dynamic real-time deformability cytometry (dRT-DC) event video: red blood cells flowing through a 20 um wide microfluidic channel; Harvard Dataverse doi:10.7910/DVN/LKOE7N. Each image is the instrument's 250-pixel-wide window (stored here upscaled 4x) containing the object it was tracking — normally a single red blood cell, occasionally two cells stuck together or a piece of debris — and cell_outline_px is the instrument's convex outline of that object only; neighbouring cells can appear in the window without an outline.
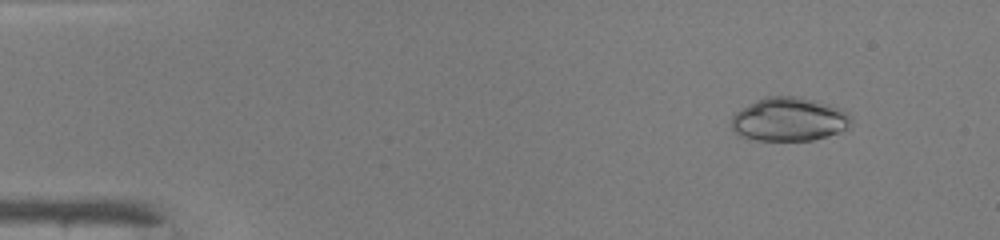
{"species": "common noctule bat (a hibernating species)", "species_latin": "Nyctalus noctula", "temperature_condition": "warm", "stored_images_in_passage": 46, "camera_frame_rate_fps": 3000, "um_per_image_px": 0.085, "animal": {"sex": "male", "body_mass_g": 19.0, "forearm_length_mm": 50.8}, "frame": {"image": 1, "passage_image": 3, "time_ms": 0.667, "image_size_px": [1000, 240], "cell_outline_px": [[852, 120], [840, 132], [812, 140], [756, 140], [740, 136], [732, 128], [732, 116], [736, 112], [756, 100], [764, 96], [796, 96], [828, 104], [840, 108], [848, 112], [852, 116]], "centroid_in_image_um": [67.07, 10.14], "position_along_channel_um": 17.9, "area_um2": 30.23}}
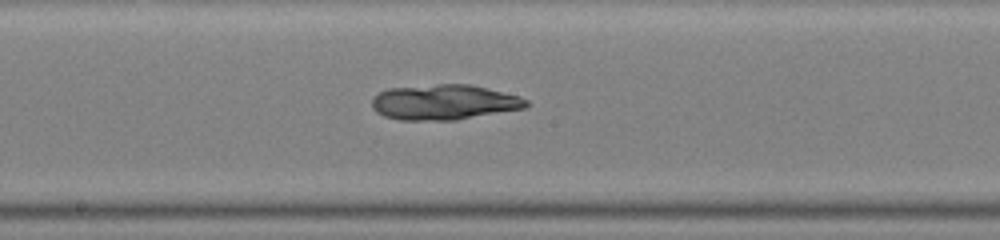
{"frame": {"image": 2, "passage_image": 24, "time_ms": 7.667, "image_size_px": [1000, 240], "cell_outline_px": [[528, 108], [456, 120], [400, 120], [384, 116], [376, 112], [372, 108], [372, 96], [388, 88], [440, 84], [472, 84], [520, 96], [528, 100]], "centroid_in_image_um": [37.77, 8.69], "position_along_channel_um": 210.4, "area_um2": 32.02}}
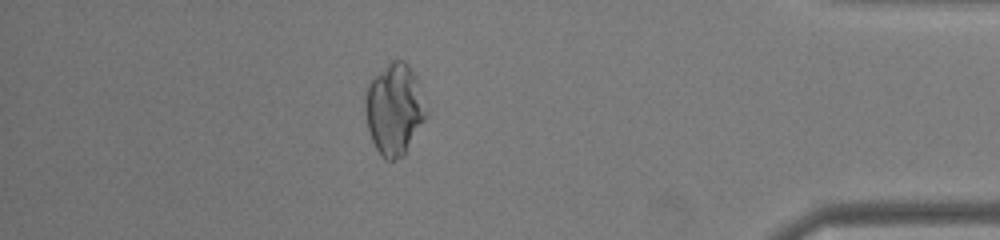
{"frame": {"image": 3, "passage_image": 40, "time_ms": 13.0, "image_size_px": [1000, 240], "cell_outline_px": [[428, 112], [424, 120], [404, 156], [392, 160], [384, 160], [380, 156], [372, 140], [368, 128], [364, 108], [364, 96], [368, 84], [372, 76], [392, 60], [404, 60], [408, 64], [416, 80]], "centroid_in_image_um": [33.48, 9.29], "position_along_channel_um": 401.7, "area_um2": 32.43}}